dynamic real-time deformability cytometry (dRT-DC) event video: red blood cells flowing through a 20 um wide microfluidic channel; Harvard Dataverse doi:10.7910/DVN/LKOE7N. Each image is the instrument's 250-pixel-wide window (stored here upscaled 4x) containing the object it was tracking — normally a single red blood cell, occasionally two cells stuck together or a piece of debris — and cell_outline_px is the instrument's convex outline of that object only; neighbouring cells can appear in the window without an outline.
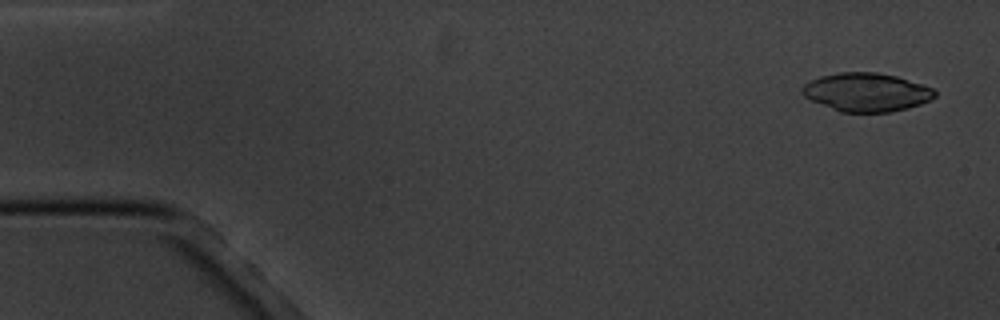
{"species": "common noctule bat (a hibernating species)", "species_latin": "Nyctalus noctula", "temperature_condition": "cold", "stored_images_in_passage": 5, "camera_frame_rate_fps": 3000, "um_per_image_px": 0.085, "animal": {"sex": "male", "body_mass_g": 20.1, "forearm_length_mm": 53.5}, "frame": {"image": 1, "passage_image": 1, "time_ms": 0.0, "image_size_px": [1000, 320], "cell_outline_px": [[936, 96], [932, 100], [908, 108], [892, 112], [840, 112], [812, 100], [804, 96], [800, 92], [800, 88], [804, 84], [820, 76], [840, 72], [876, 72], [896, 76], [932, 88], [936, 92]], "centroid_in_image_um": [73.64, 7.84], "position_along_channel_um": 11.4, "area_um2": 29.71}}